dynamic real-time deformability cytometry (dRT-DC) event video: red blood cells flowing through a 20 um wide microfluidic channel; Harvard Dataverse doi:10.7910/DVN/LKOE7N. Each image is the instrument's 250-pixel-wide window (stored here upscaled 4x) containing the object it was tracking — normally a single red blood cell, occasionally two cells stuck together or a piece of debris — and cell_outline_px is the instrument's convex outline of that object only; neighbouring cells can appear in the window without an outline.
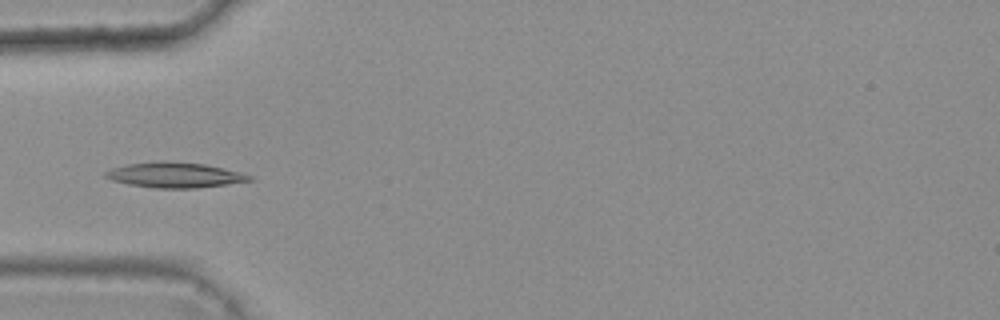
{"species": "common noctule bat (a hibernating species)", "species_latin": "Nyctalus noctula", "temperature_condition": "warm", "stored_images_in_passage": 3, "camera_frame_rate_fps": 3000, "um_per_image_px": 0.085, "animal": {"sex": "female", "body_mass_g": 25.1}, "frame": {"image": 1, "passage_image": 3, "time_ms": 0.667, "image_size_px": [1000, 320], "cell_outline_px": [[252, 180], [196, 188], [156, 188], [128, 184], [112, 180], [104, 176], [104, 172], [112, 168], [128, 164], [160, 160], [164, 160], [204, 164], [240, 172], [252, 176]], "centroid_in_image_um": [14.81, 14.86], "position_along_channel_um": 70.2, "area_um2": 21.04}}